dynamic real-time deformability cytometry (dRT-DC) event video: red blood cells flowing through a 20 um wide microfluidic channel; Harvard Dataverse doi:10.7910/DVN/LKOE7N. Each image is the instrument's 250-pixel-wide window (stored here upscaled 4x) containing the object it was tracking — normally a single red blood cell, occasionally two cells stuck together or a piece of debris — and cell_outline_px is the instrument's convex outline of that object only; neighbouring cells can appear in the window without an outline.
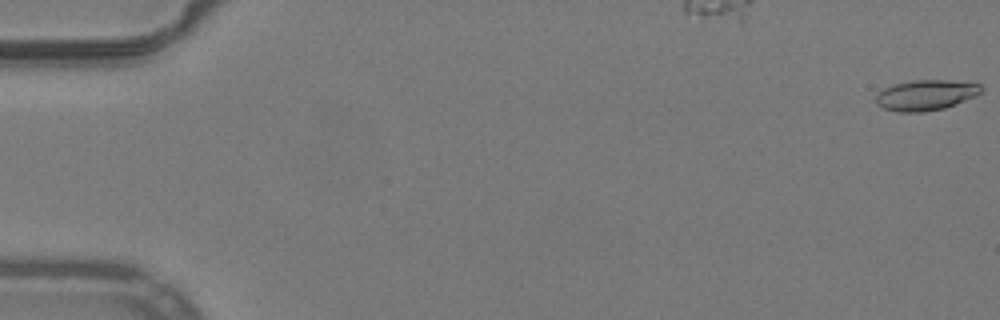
{"species": "common noctule bat (a hibernating species)", "species_latin": "Nyctalus noctula", "temperature_condition": "warm", "stored_images_in_passage": 53, "camera_frame_rate_fps": 3000, "um_per_image_px": 0.085, "animal": {"sex": "male", "body_mass_g": 19.2, "forearm_length_mm": 51.8}, "frame": {"image": 1, "passage_image": 1, "time_ms": 0.0, "image_size_px": [1000, 320], "cell_outline_px": [[984, 88], [976, 96], [956, 104], [944, 108], [924, 112], [896, 112], [884, 108], [876, 104], [876, 96], [884, 88], [892, 84], [908, 80], [976, 80]], "centroid_in_image_um": [78.76, 8.05], "position_along_channel_um": 6.2, "area_um2": 19.25}}
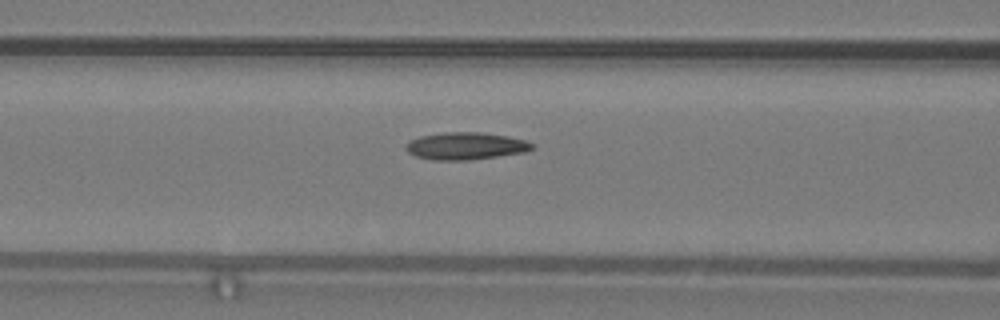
{"frame": {"image": 2, "passage_image": 23, "time_ms": 7.333, "image_size_px": [1000, 320], "cell_outline_px": [[536, 148], [524, 152], [468, 160], [432, 160], [416, 156], [408, 152], [404, 148], [412, 140], [420, 136], [444, 132], [480, 132], [508, 136], [528, 140], [536, 144]], "centroid_in_image_um": [39.64, 12.4], "position_along_channel_um": 127.0, "area_um2": 20.11}}
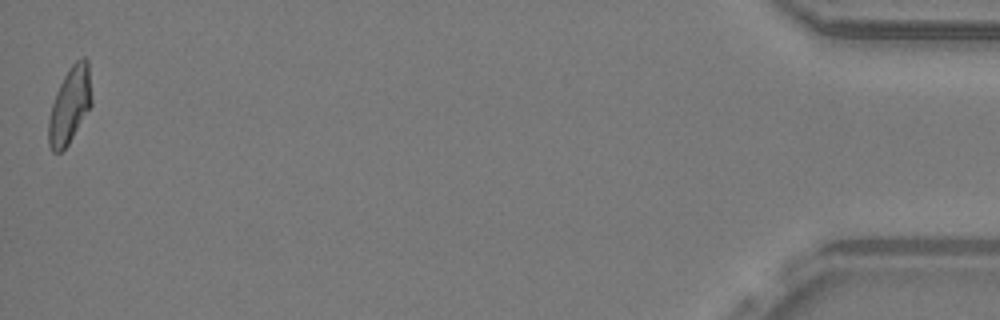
{"frame": {"image": 3, "passage_image": 53, "time_ms": 17.333, "image_size_px": [1000, 320], "cell_outline_px": [[92, 104], [68, 144], [60, 152], [52, 152], [48, 144], [48, 120], [52, 104], [56, 92], [68, 68], [76, 60], [84, 56], [88, 60], [92, 100]], "centroid_in_image_um": [5.93, 8.93], "position_along_channel_um": 429.3, "area_um2": 19.07}, "authors_computed_cell_mechanics": {"area_um2": 19.074, "velocity_mm_per_s": 3.9814, "shape_relaxation_time_tau1_ms": 9.8175, "shape_relaxation_time_tau2_ms": 3.1256, "deformation_change_tau1": 0.2447, "deformation_change_tau2": 0.1004}}